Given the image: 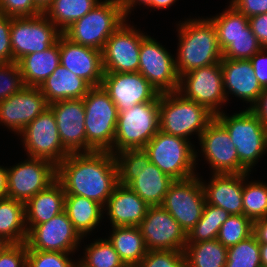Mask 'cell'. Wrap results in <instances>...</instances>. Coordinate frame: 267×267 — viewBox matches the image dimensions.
I'll return each instance as SVG.
<instances>
[{
	"instance_id": "6da1fadb",
	"label": "cell",
	"mask_w": 267,
	"mask_h": 267,
	"mask_svg": "<svg viewBox=\"0 0 267 267\" xmlns=\"http://www.w3.org/2000/svg\"><path fill=\"white\" fill-rule=\"evenodd\" d=\"M66 195H79L103 207L118 183L114 154L109 151L70 153L57 165V179Z\"/></svg>"
},
{
	"instance_id": "7a4b0ae2",
	"label": "cell",
	"mask_w": 267,
	"mask_h": 267,
	"mask_svg": "<svg viewBox=\"0 0 267 267\" xmlns=\"http://www.w3.org/2000/svg\"><path fill=\"white\" fill-rule=\"evenodd\" d=\"M114 156L118 183L128 186L149 206H161L174 180L150 162L144 149L122 150Z\"/></svg>"
},
{
	"instance_id": "3957f363",
	"label": "cell",
	"mask_w": 267,
	"mask_h": 267,
	"mask_svg": "<svg viewBox=\"0 0 267 267\" xmlns=\"http://www.w3.org/2000/svg\"><path fill=\"white\" fill-rule=\"evenodd\" d=\"M179 22L176 24L179 42L175 57L178 75L181 77L194 69L220 63L223 56L212 21L199 17Z\"/></svg>"
},
{
	"instance_id": "277c9868",
	"label": "cell",
	"mask_w": 267,
	"mask_h": 267,
	"mask_svg": "<svg viewBox=\"0 0 267 267\" xmlns=\"http://www.w3.org/2000/svg\"><path fill=\"white\" fill-rule=\"evenodd\" d=\"M215 115L206 107L185 98L178 91L161 93L159 96L160 131L190 140V135L200 134Z\"/></svg>"
},
{
	"instance_id": "5b68a950",
	"label": "cell",
	"mask_w": 267,
	"mask_h": 267,
	"mask_svg": "<svg viewBox=\"0 0 267 267\" xmlns=\"http://www.w3.org/2000/svg\"><path fill=\"white\" fill-rule=\"evenodd\" d=\"M126 20L121 0H104L62 34L73 43L102 51L108 38Z\"/></svg>"
},
{
	"instance_id": "8992f818",
	"label": "cell",
	"mask_w": 267,
	"mask_h": 267,
	"mask_svg": "<svg viewBox=\"0 0 267 267\" xmlns=\"http://www.w3.org/2000/svg\"><path fill=\"white\" fill-rule=\"evenodd\" d=\"M215 118L229 133L240 163L251 172L259 158L267 152V128L248 108L230 116L222 112Z\"/></svg>"
},
{
	"instance_id": "52a82bcc",
	"label": "cell",
	"mask_w": 267,
	"mask_h": 267,
	"mask_svg": "<svg viewBox=\"0 0 267 267\" xmlns=\"http://www.w3.org/2000/svg\"><path fill=\"white\" fill-rule=\"evenodd\" d=\"M194 148L190 140L159 130L143 149L163 173L173 180H184L198 174V152Z\"/></svg>"
},
{
	"instance_id": "ba28073f",
	"label": "cell",
	"mask_w": 267,
	"mask_h": 267,
	"mask_svg": "<svg viewBox=\"0 0 267 267\" xmlns=\"http://www.w3.org/2000/svg\"><path fill=\"white\" fill-rule=\"evenodd\" d=\"M86 142L94 151L113 154L118 110L102 86L92 87L83 98Z\"/></svg>"
},
{
	"instance_id": "9c48e42d",
	"label": "cell",
	"mask_w": 267,
	"mask_h": 267,
	"mask_svg": "<svg viewBox=\"0 0 267 267\" xmlns=\"http://www.w3.org/2000/svg\"><path fill=\"white\" fill-rule=\"evenodd\" d=\"M159 130V98L119 111L113 154L128 149H143Z\"/></svg>"
},
{
	"instance_id": "30bf717a",
	"label": "cell",
	"mask_w": 267,
	"mask_h": 267,
	"mask_svg": "<svg viewBox=\"0 0 267 267\" xmlns=\"http://www.w3.org/2000/svg\"><path fill=\"white\" fill-rule=\"evenodd\" d=\"M62 32L42 13L34 17H12L10 36L13 62L48 49Z\"/></svg>"
},
{
	"instance_id": "8fae6325",
	"label": "cell",
	"mask_w": 267,
	"mask_h": 267,
	"mask_svg": "<svg viewBox=\"0 0 267 267\" xmlns=\"http://www.w3.org/2000/svg\"><path fill=\"white\" fill-rule=\"evenodd\" d=\"M178 92L206 107L215 116L222 113L227 98L220 63L194 69L180 77Z\"/></svg>"
},
{
	"instance_id": "7c38bea8",
	"label": "cell",
	"mask_w": 267,
	"mask_h": 267,
	"mask_svg": "<svg viewBox=\"0 0 267 267\" xmlns=\"http://www.w3.org/2000/svg\"><path fill=\"white\" fill-rule=\"evenodd\" d=\"M205 203L201 178L195 175L184 180H174L161 206L188 233L200 220Z\"/></svg>"
},
{
	"instance_id": "4fadbf2b",
	"label": "cell",
	"mask_w": 267,
	"mask_h": 267,
	"mask_svg": "<svg viewBox=\"0 0 267 267\" xmlns=\"http://www.w3.org/2000/svg\"><path fill=\"white\" fill-rule=\"evenodd\" d=\"M7 197L26 203L57 179V166L49 160L28 157L7 168Z\"/></svg>"
},
{
	"instance_id": "5bb4252c",
	"label": "cell",
	"mask_w": 267,
	"mask_h": 267,
	"mask_svg": "<svg viewBox=\"0 0 267 267\" xmlns=\"http://www.w3.org/2000/svg\"><path fill=\"white\" fill-rule=\"evenodd\" d=\"M19 135L28 157L46 159L57 166L70 154L61 143L55 115L49 107Z\"/></svg>"
},
{
	"instance_id": "9a60e30c",
	"label": "cell",
	"mask_w": 267,
	"mask_h": 267,
	"mask_svg": "<svg viewBox=\"0 0 267 267\" xmlns=\"http://www.w3.org/2000/svg\"><path fill=\"white\" fill-rule=\"evenodd\" d=\"M138 72L160 94L178 91L180 76L174 55L148 34L141 42Z\"/></svg>"
},
{
	"instance_id": "2e32d148",
	"label": "cell",
	"mask_w": 267,
	"mask_h": 267,
	"mask_svg": "<svg viewBox=\"0 0 267 267\" xmlns=\"http://www.w3.org/2000/svg\"><path fill=\"white\" fill-rule=\"evenodd\" d=\"M127 21L105 43L102 50L104 72H138L141 42L147 35Z\"/></svg>"
},
{
	"instance_id": "e0dca14e",
	"label": "cell",
	"mask_w": 267,
	"mask_h": 267,
	"mask_svg": "<svg viewBox=\"0 0 267 267\" xmlns=\"http://www.w3.org/2000/svg\"><path fill=\"white\" fill-rule=\"evenodd\" d=\"M199 144L212 174L250 173L239 161L226 128L214 118L200 134Z\"/></svg>"
},
{
	"instance_id": "ac0fdd59",
	"label": "cell",
	"mask_w": 267,
	"mask_h": 267,
	"mask_svg": "<svg viewBox=\"0 0 267 267\" xmlns=\"http://www.w3.org/2000/svg\"><path fill=\"white\" fill-rule=\"evenodd\" d=\"M82 239L63 211L48 222L33 226L25 243L27 250L63 252L73 256Z\"/></svg>"
},
{
	"instance_id": "d6986e66",
	"label": "cell",
	"mask_w": 267,
	"mask_h": 267,
	"mask_svg": "<svg viewBox=\"0 0 267 267\" xmlns=\"http://www.w3.org/2000/svg\"><path fill=\"white\" fill-rule=\"evenodd\" d=\"M138 227L148 251L185 249L187 233L162 206H149Z\"/></svg>"
},
{
	"instance_id": "ffe728a7",
	"label": "cell",
	"mask_w": 267,
	"mask_h": 267,
	"mask_svg": "<svg viewBox=\"0 0 267 267\" xmlns=\"http://www.w3.org/2000/svg\"><path fill=\"white\" fill-rule=\"evenodd\" d=\"M101 86L115 103L118 112L133 105L155 101L160 93L139 72H104Z\"/></svg>"
},
{
	"instance_id": "44dd1931",
	"label": "cell",
	"mask_w": 267,
	"mask_h": 267,
	"mask_svg": "<svg viewBox=\"0 0 267 267\" xmlns=\"http://www.w3.org/2000/svg\"><path fill=\"white\" fill-rule=\"evenodd\" d=\"M55 115L59 138L69 153H90L86 142L85 108L83 99H69L49 104Z\"/></svg>"
},
{
	"instance_id": "7402d4cb",
	"label": "cell",
	"mask_w": 267,
	"mask_h": 267,
	"mask_svg": "<svg viewBox=\"0 0 267 267\" xmlns=\"http://www.w3.org/2000/svg\"><path fill=\"white\" fill-rule=\"evenodd\" d=\"M49 107L39 87L24 86L16 94L0 102V124L19 134Z\"/></svg>"
},
{
	"instance_id": "603a6c76",
	"label": "cell",
	"mask_w": 267,
	"mask_h": 267,
	"mask_svg": "<svg viewBox=\"0 0 267 267\" xmlns=\"http://www.w3.org/2000/svg\"><path fill=\"white\" fill-rule=\"evenodd\" d=\"M60 64L86 80L92 87L103 81L102 51L71 42L63 34L59 37Z\"/></svg>"
},
{
	"instance_id": "cb8c5ba5",
	"label": "cell",
	"mask_w": 267,
	"mask_h": 267,
	"mask_svg": "<svg viewBox=\"0 0 267 267\" xmlns=\"http://www.w3.org/2000/svg\"><path fill=\"white\" fill-rule=\"evenodd\" d=\"M224 92L229 100V94L249 103L251 109L258 101L263 88L254 74L249 59L233 60L222 58L220 61Z\"/></svg>"
},
{
	"instance_id": "d4e9b609",
	"label": "cell",
	"mask_w": 267,
	"mask_h": 267,
	"mask_svg": "<svg viewBox=\"0 0 267 267\" xmlns=\"http://www.w3.org/2000/svg\"><path fill=\"white\" fill-rule=\"evenodd\" d=\"M211 175L208 183L201 179L206 203L220 207L230 215L243 214V173Z\"/></svg>"
},
{
	"instance_id": "484cf974",
	"label": "cell",
	"mask_w": 267,
	"mask_h": 267,
	"mask_svg": "<svg viewBox=\"0 0 267 267\" xmlns=\"http://www.w3.org/2000/svg\"><path fill=\"white\" fill-rule=\"evenodd\" d=\"M103 208L111 227L139 226L149 205L128 186L118 184Z\"/></svg>"
},
{
	"instance_id": "4316f807",
	"label": "cell",
	"mask_w": 267,
	"mask_h": 267,
	"mask_svg": "<svg viewBox=\"0 0 267 267\" xmlns=\"http://www.w3.org/2000/svg\"><path fill=\"white\" fill-rule=\"evenodd\" d=\"M65 191L56 180L45 190L38 192L25 203L27 231L33 226L48 222L65 208Z\"/></svg>"
},
{
	"instance_id": "83f0119b",
	"label": "cell",
	"mask_w": 267,
	"mask_h": 267,
	"mask_svg": "<svg viewBox=\"0 0 267 267\" xmlns=\"http://www.w3.org/2000/svg\"><path fill=\"white\" fill-rule=\"evenodd\" d=\"M91 88L86 80L61 64L39 86L48 104L62 100L83 99Z\"/></svg>"
},
{
	"instance_id": "f1b7e54d",
	"label": "cell",
	"mask_w": 267,
	"mask_h": 267,
	"mask_svg": "<svg viewBox=\"0 0 267 267\" xmlns=\"http://www.w3.org/2000/svg\"><path fill=\"white\" fill-rule=\"evenodd\" d=\"M17 63L24 85L39 87L60 64L59 39L48 49L26 55Z\"/></svg>"
},
{
	"instance_id": "f546056e",
	"label": "cell",
	"mask_w": 267,
	"mask_h": 267,
	"mask_svg": "<svg viewBox=\"0 0 267 267\" xmlns=\"http://www.w3.org/2000/svg\"><path fill=\"white\" fill-rule=\"evenodd\" d=\"M64 211L82 238L99 225L105 214L101 204L79 195L65 196Z\"/></svg>"
},
{
	"instance_id": "4dcf8cb0",
	"label": "cell",
	"mask_w": 267,
	"mask_h": 267,
	"mask_svg": "<svg viewBox=\"0 0 267 267\" xmlns=\"http://www.w3.org/2000/svg\"><path fill=\"white\" fill-rule=\"evenodd\" d=\"M109 234L107 239L125 266H138L148 251L139 227H112V232Z\"/></svg>"
},
{
	"instance_id": "1f68e13d",
	"label": "cell",
	"mask_w": 267,
	"mask_h": 267,
	"mask_svg": "<svg viewBox=\"0 0 267 267\" xmlns=\"http://www.w3.org/2000/svg\"><path fill=\"white\" fill-rule=\"evenodd\" d=\"M25 203L10 197L0 199V236L8 243H25Z\"/></svg>"
},
{
	"instance_id": "d6a6232c",
	"label": "cell",
	"mask_w": 267,
	"mask_h": 267,
	"mask_svg": "<svg viewBox=\"0 0 267 267\" xmlns=\"http://www.w3.org/2000/svg\"><path fill=\"white\" fill-rule=\"evenodd\" d=\"M101 0H53L43 14L63 33Z\"/></svg>"
},
{
	"instance_id": "836d02e7",
	"label": "cell",
	"mask_w": 267,
	"mask_h": 267,
	"mask_svg": "<svg viewBox=\"0 0 267 267\" xmlns=\"http://www.w3.org/2000/svg\"><path fill=\"white\" fill-rule=\"evenodd\" d=\"M187 267H225L227 248L217 239L186 244L184 249Z\"/></svg>"
},
{
	"instance_id": "e575fe53",
	"label": "cell",
	"mask_w": 267,
	"mask_h": 267,
	"mask_svg": "<svg viewBox=\"0 0 267 267\" xmlns=\"http://www.w3.org/2000/svg\"><path fill=\"white\" fill-rule=\"evenodd\" d=\"M209 19L215 25L221 51L229 46L235 37L246 33V27L249 25V18L230 4L227 9L225 8V11L219 15L216 14L213 18L209 17Z\"/></svg>"
},
{
	"instance_id": "d590c367",
	"label": "cell",
	"mask_w": 267,
	"mask_h": 267,
	"mask_svg": "<svg viewBox=\"0 0 267 267\" xmlns=\"http://www.w3.org/2000/svg\"><path fill=\"white\" fill-rule=\"evenodd\" d=\"M229 216L224 209L205 203L200 220L187 233V244L217 239L221 225Z\"/></svg>"
},
{
	"instance_id": "8d00e7d4",
	"label": "cell",
	"mask_w": 267,
	"mask_h": 267,
	"mask_svg": "<svg viewBox=\"0 0 267 267\" xmlns=\"http://www.w3.org/2000/svg\"><path fill=\"white\" fill-rule=\"evenodd\" d=\"M249 174L243 173V215L254 222L267 216V184L248 181Z\"/></svg>"
},
{
	"instance_id": "74e56055",
	"label": "cell",
	"mask_w": 267,
	"mask_h": 267,
	"mask_svg": "<svg viewBox=\"0 0 267 267\" xmlns=\"http://www.w3.org/2000/svg\"><path fill=\"white\" fill-rule=\"evenodd\" d=\"M84 250L85 255L77 260L78 267H126L107 238L96 239Z\"/></svg>"
},
{
	"instance_id": "f35d334b",
	"label": "cell",
	"mask_w": 267,
	"mask_h": 267,
	"mask_svg": "<svg viewBox=\"0 0 267 267\" xmlns=\"http://www.w3.org/2000/svg\"><path fill=\"white\" fill-rule=\"evenodd\" d=\"M260 245L254 234L227 248L225 267H260Z\"/></svg>"
},
{
	"instance_id": "ab89813d",
	"label": "cell",
	"mask_w": 267,
	"mask_h": 267,
	"mask_svg": "<svg viewBox=\"0 0 267 267\" xmlns=\"http://www.w3.org/2000/svg\"><path fill=\"white\" fill-rule=\"evenodd\" d=\"M253 223L243 214L230 215L221 225L217 240L226 248L234 246L253 234Z\"/></svg>"
},
{
	"instance_id": "60d3db41",
	"label": "cell",
	"mask_w": 267,
	"mask_h": 267,
	"mask_svg": "<svg viewBox=\"0 0 267 267\" xmlns=\"http://www.w3.org/2000/svg\"><path fill=\"white\" fill-rule=\"evenodd\" d=\"M263 47L257 37L251 31L250 26L246 27V33H242L233 39V42L222 51L223 58L233 60L250 59Z\"/></svg>"
},
{
	"instance_id": "b9f144b4",
	"label": "cell",
	"mask_w": 267,
	"mask_h": 267,
	"mask_svg": "<svg viewBox=\"0 0 267 267\" xmlns=\"http://www.w3.org/2000/svg\"><path fill=\"white\" fill-rule=\"evenodd\" d=\"M68 253L27 250L26 267H78Z\"/></svg>"
},
{
	"instance_id": "7bdbcfd3",
	"label": "cell",
	"mask_w": 267,
	"mask_h": 267,
	"mask_svg": "<svg viewBox=\"0 0 267 267\" xmlns=\"http://www.w3.org/2000/svg\"><path fill=\"white\" fill-rule=\"evenodd\" d=\"M18 63H0V102L24 87Z\"/></svg>"
},
{
	"instance_id": "ee69618b",
	"label": "cell",
	"mask_w": 267,
	"mask_h": 267,
	"mask_svg": "<svg viewBox=\"0 0 267 267\" xmlns=\"http://www.w3.org/2000/svg\"><path fill=\"white\" fill-rule=\"evenodd\" d=\"M138 267H187L184 251L149 250Z\"/></svg>"
},
{
	"instance_id": "f6af8a7d",
	"label": "cell",
	"mask_w": 267,
	"mask_h": 267,
	"mask_svg": "<svg viewBox=\"0 0 267 267\" xmlns=\"http://www.w3.org/2000/svg\"><path fill=\"white\" fill-rule=\"evenodd\" d=\"M43 12L33 0H0V14L11 17H34Z\"/></svg>"
},
{
	"instance_id": "bcb514c9",
	"label": "cell",
	"mask_w": 267,
	"mask_h": 267,
	"mask_svg": "<svg viewBox=\"0 0 267 267\" xmlns=\"http://www.w3.org/2000/svg\"><path fill=\"white\" fill-rule=\"evenodd\" d=\"M26 243H9L0 251V267H26Z\"/></svg>"
},
{
	"instance_id": "7dc6e473",
	"label": "cell",
	"mask_w": 267,
	"mask_h": 267,
	"mask_svg": "<svg viewBox=\"0 0 267 267\" xmlns=\"http://www.w3.org/2000/svg\"><path fill=\"white\" fill-rule=\"evenodd\" d=\"M11 23V16L0 14V63L13 62L10 36Z\"/></svg>"
},
{
	"instance_id": "c3c4849f",
	"label": "cell",
	"mask_w": 267,
	"mask_h": 267,
	"mask_svg": "<svg viewBox=\"0 0 267 267\" xmlns=\"http://www.w3.org/2000/svg\"><path fill=\"white\" fill-rule=\"evenodd\" d=\"M229 4L247 18L267 13V0H231Z\"/></svg>"
},
{
	"instance_id": "681fc988",
	"label": "cell",
	"mask_w": 267,
	"mask_h": 267,
	"mask_svg": "<svg viewBox=\"0 0 267 267\" xmlns=\"http://www.w3.org/2000/svg\"><path fill=\"white\" fill-rule=\"evenodd\" d=\"M254 74L257 77L262 88H267V48H262L250 59Z\"/></svg>"
},
{
	"instance_id": "f907efd6",
	"label": "cell",
	"mask_w": 267,
	"mask_h": 267,
	"mask_svg": "<svg viewBox=\"0 0 267 267\" xmlns=\"http://www.w3.org/2000/svg\"><path fill=\"white\" fill-rule=\"evenodd\" d=\"M249 26L260 45L267 48V13L250 17Z\"/></svg>"
},
{
	"instance_id": "816d5d0a",
	"label": "cell",
	"mask_w": 267,
	"mask_h": 267,
	"mask_svg": "<svg viewBox=\"0 0 267 267\" xmlns=\"http://www.w3.org/2000/svg\"><path fill=\"white\" fill-rule=\"evenodd\" d=\"M251 110L259 117L262 124L267 128V88H264L257 103Z\"/></svg>"
},
{
	"instance_id": "f5cc1de1",
	"label": "cell",
	"mask_w": 267,
	"mask_h": 267,
	"mask_svg": "<svg viewBox=\"0 0 267 267\" xmlns=\"http://www.w3.org/2000/svg\"><path fill=\"white\" fill-rule=\"evenodd\" d=\"M253 234L259 244H267V216L254 221Z\"/></svg>"
},
{
	"instance_id": "db71d44e",
	"label": "cell",
	"mask_w": 267,
	"mask_h": 267,
	"mask_svg": "<svg viewBox=\"0 0 267 267\" xmlns=\"http://www.w3.org/2000/svg\"><path fill=\"white\" fill-rule=\"evenodd\" d=\"M121 3L124 15L126 19H128V15L131 14V11L137 6V4L139 6L144 5L148 7L152 3V0H121Z\"/></svg>"
},
{
	"instance_id": "11a10c76",
	"label": "cell",
	"mask_w": 267,
	"mask_h": 267,
	"mask_svg": "<svg viewBox=\"0 0 267 267\" xmlns=\"http://www.w3.org/2000/svg\"><path fill=\"white\" fill-rule=\"evenodd\" d=\"M7 167L0 166V199L7 197L8 191Z\"/></svg>"
},
{
	"instance_id": "9f6ffc18",
	"label": "cell",
	"mask_w": 267,
	"mask_h": 267,
	"mask_svg": "<svg viewBox=\"0 0 267 267\" xmlns=\"http://www.w3.org/2000/svg\"><path fill=\"white\" fill-rule=\"evenodd\" d=\"M177 0H152V3L148 6L154 9H167L171 7Z\"/></svg>"
},
{
	"instance_id": "6f0895ef",
	"label": "cell",
	"mask_w": 267,
	"mask_h": 267,
	"mask_svg": "<svg viewBox=\"0 0 267 267\" xmlns=\"http://www.w3.org/2000/svg\"><path fill=\"white\" fill-rule=\"evenodd\" d=\"M260 245V257L262 266L267 267V244H259Z\"/></svg>"
},
{
	"instance_id": "680465c9",
	"label": "cell",
	"mask_w": 267,
	"mask_h": 267,
	"mask_svg": "<svg viewBox=\"0 0 267 267\" xmlns=\"http://www.w3.org/2000/svg\"><path fill=\"white\" fill-rule=\"evenodd\" d=\"M35 5L44 12L53 0H33Z\"/></svg>"
},
{
	"instance_id": "91938a15",
	"label": "cell",
	"mask_w": 267,
	"mask_h": 267,
	"mask_svg": "<svg viewBox=\"0 0 267 267\" xmlns=\"http://www.w3.org/2000/svg\"><path fill=\"white\" fill-rule=\"evenodd\" d=\"M9 243L0 236V251L6 247Z\"/></svg>"
}]
</instances>
